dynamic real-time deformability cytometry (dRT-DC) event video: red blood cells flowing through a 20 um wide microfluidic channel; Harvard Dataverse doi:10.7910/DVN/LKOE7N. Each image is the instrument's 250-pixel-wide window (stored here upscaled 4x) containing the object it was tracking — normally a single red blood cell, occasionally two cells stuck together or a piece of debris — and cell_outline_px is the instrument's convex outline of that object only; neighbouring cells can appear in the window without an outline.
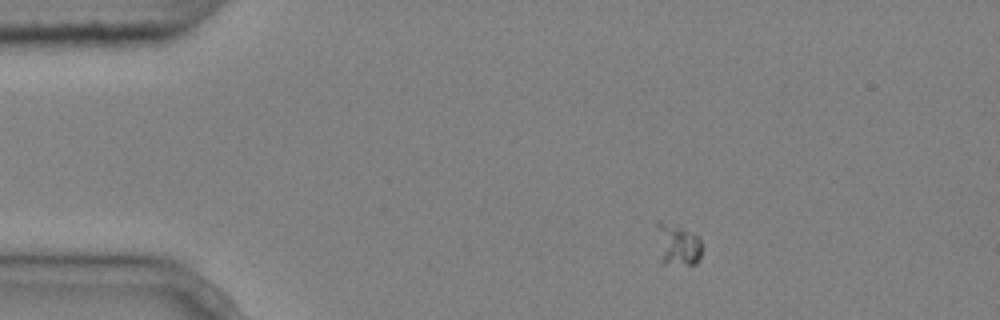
{"species": "common noctule bat (a hibernating species)", "species_latin": "Nyctalus noctula", "temperature_condition": "cold", "stored_images_in_passage": 4, "camera_frame_rate_fps": 3000, "um_per_image_px": 0.085, "animal": {"sex": "male", "body_mass_g": 20.4}, "frame": {"image": 1, "passage_image": 2, "time_ms": 0.333, "image_size_px": [1000, 320], "cell_outline_px": [[700, 256], [696, 264], [664, 264], [656, 224], [656, 220], [680, 228], [700, 236]], "centroid_in_image_um": [57.64, 20.81], "position_along_channel_um": 27.4, "area_um2": 10.29}}